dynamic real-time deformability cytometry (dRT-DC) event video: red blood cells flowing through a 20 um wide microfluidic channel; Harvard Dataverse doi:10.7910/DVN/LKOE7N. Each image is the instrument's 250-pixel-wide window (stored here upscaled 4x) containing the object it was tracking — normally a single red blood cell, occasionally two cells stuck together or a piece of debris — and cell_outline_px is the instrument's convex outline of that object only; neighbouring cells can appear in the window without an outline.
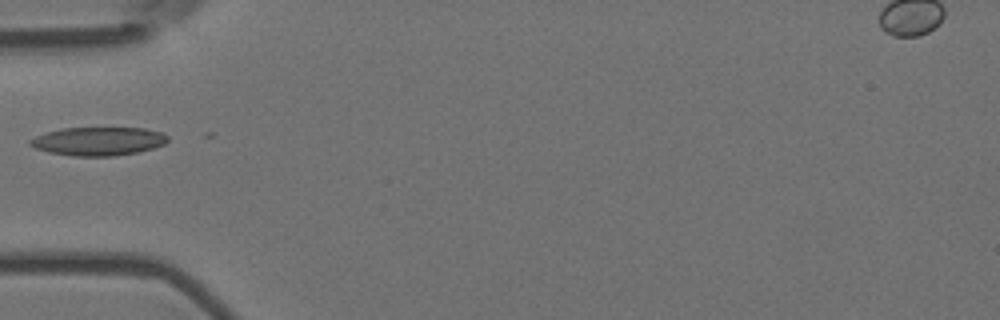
{"species": "Egyptian fruit bat (a non-hibernating species)", "species_latin": "Rousettus aegyptiacus", "temperature_condition": "room temperature", "stored_images_in_passage": 3, "camera_frame_rate_fps": 3000, "um_per_image_px": 0.085, "animal": {"sex": "female"}, "frame": {"image": 1, "passage_image": 2, "time_ms": 0.333, "image_size_px": [1000, 320], "cell_outline_px": [[168, 140], [164, 144], [140, 152], [116, 156], [72, 156], [48, 152], [36, 148], [28, 144], [28, 140], [36, 136], [48, 132], [64, 128], [144, 128], [160, 132], [168, 136]], "centroid_in_image_um": [8.36, 12.01], "position_along_channel_um": 76.6, "area_um2": 22.83}}
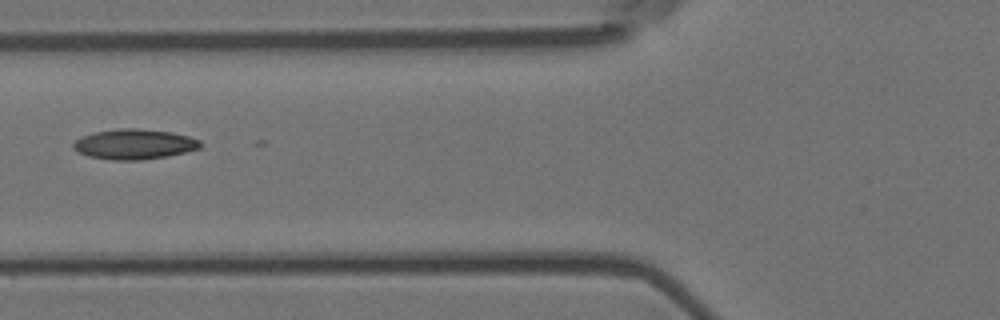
{"frame": {"image": 2, "passage_image": 3, "time_ms": 0.667, "image_size_px": [1000, 320], "cell_outline_px": [[204, 144], [200, 148], [168, 156], [140, 160], [112, 160], [88, 156], [76, 152], [72, 148], [72, 144], [80, 136], [96, 132], [120, 128], [136, 128], [172, 132], [188, 136], [200, 140]], "centroid_in_image_um": [11.4, 12.26], "position_along_channel_um": 114.4, "area_um2": 22.48}}